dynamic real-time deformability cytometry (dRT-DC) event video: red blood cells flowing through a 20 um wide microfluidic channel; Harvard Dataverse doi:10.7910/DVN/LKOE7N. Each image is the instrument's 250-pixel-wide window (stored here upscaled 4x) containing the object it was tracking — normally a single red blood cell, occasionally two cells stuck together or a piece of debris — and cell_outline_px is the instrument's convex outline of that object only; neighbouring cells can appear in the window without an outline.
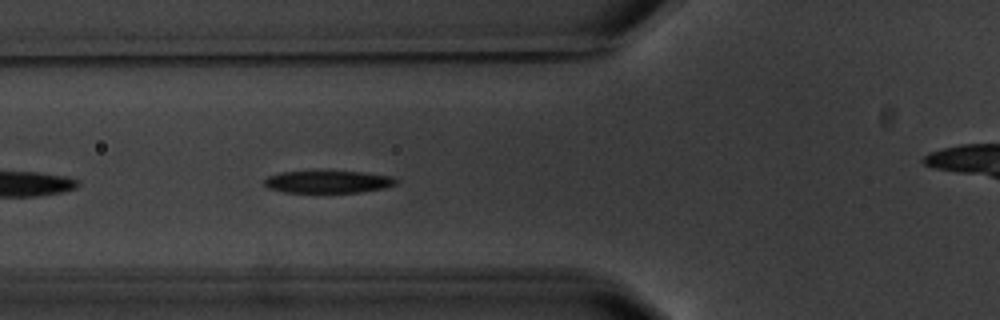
{"species": "common noctule bat (a hibernating species)", "species_latin": "Nyctalus noctula", "temperature_condition": "warm", "stored_images_in_passage": 6, "segment_of_instrument_passage": [2, 2], "camera_frame_rate_fps": 3000, "um_per_image_px": 0.085, "animal": {"sex": "male", "body_mass_g": 20.1, "forearm_length_mm": 53.5}, "frame": {"image": 1, "passage_image": 6, "time_ms": 6.667, "image_size_px": [1000, 320], "cell_outline_px": [[400, 180], [396, 184], [384, 188], [360, 192], [284, 192], [268, 188], [264, 184], [264, 180], [268, 176], [280, 172], [364, 172], [392, 176]], "centroid_in_image_um": [27.92, 15.46], "position_along_channel_um": 97.9, "area_um2": 16.99}}